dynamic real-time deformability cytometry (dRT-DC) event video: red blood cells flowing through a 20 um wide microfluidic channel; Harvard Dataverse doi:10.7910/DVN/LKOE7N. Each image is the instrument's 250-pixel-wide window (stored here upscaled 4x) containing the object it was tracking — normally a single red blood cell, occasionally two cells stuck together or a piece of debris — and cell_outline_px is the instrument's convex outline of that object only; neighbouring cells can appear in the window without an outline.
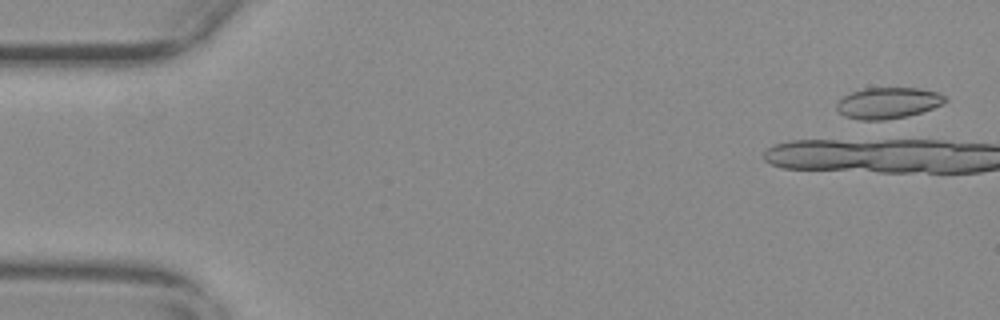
{"species": "common noctule bat (a hibernating species)", "species_latin": "Nyctalus noctula", "temperature_condition": "warm", "stored_images_in_passage": 3, "camera_frame_rate_fps": 3000, "um_per_image_px": 0.085, "animal": {"sex": "female", "body_mass_g": 29.2, "forearm_length_mm": 56.3}, "frame": {"image": 1, "passage_image": 2, "time_ms": 0.333, "image_size_px": [1000, 320], "cell_outline_px": [[948, 100], [944, 104], [908, 116], [884, 120], [860, 120], [844, 116], [836, 108], [836, 104], [844, 96], [852, 92], [864, 88], [920, 88], [940, 92]], "centroid_in_image_um": [75.51, 8.75], "position_along_channel_um": 9.5, "area_um2": 19.77}}